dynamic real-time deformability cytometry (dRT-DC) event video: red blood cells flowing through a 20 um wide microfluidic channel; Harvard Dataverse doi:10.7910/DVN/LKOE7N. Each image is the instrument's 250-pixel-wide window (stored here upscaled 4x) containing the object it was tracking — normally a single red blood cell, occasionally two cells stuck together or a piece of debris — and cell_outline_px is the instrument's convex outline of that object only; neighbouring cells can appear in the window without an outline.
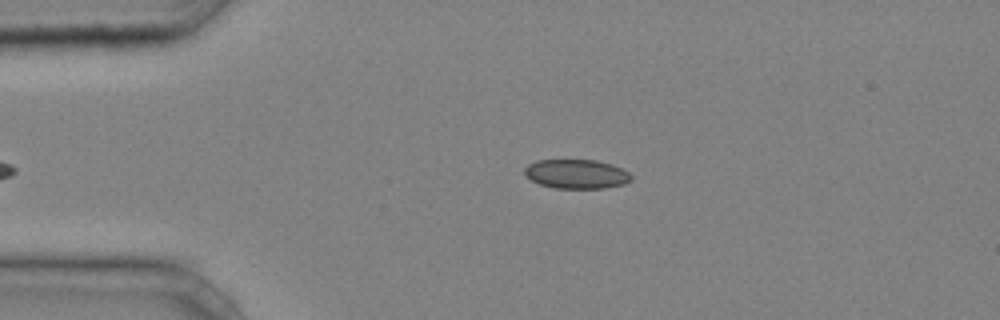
{"species": "common noctule bat (a hibernating species)", "species_latin": "Nyctalus noctula", "temperature_condition": "cold", "stored_images_in_passage": 37, "camera_frame_rate_fps": 3000, "um_per_image_px": 0.085, "animal": {"sex": "male", "body_mass_g": 20.4}, "frame": {"image": 1, "passage_image": 2, "time_ms": 0.333, "image_size_px": [1000, 320], "cell_outline_px": [[632, 180], [624, 184], [604, 188], [556, 188], [540, 184], [524, 176], [524, 168], [528, 164], [536, 160], [596, 160], [612, 164], [628, 172], [632, 176]], "centroid_in_image_um": [48.99, 14.78], "position_along_channel_um": 36.0, "area_um2": 18.21}}
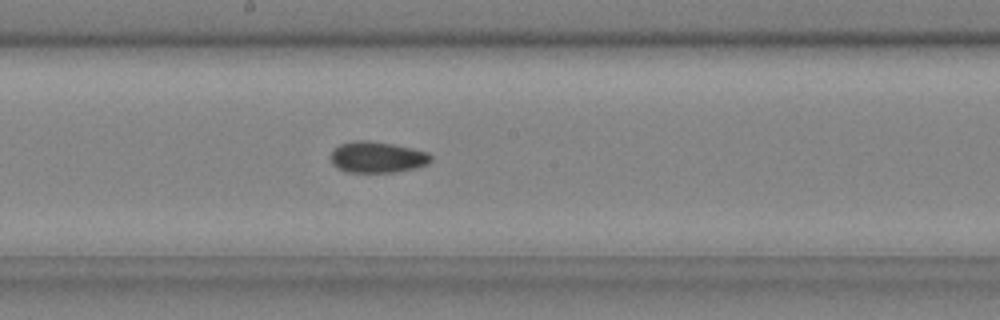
{"frame": {"image": 2, "passage_image": 17, "time_ms": 5.333, "image_size_px": [1000, 320], "cell_outline_px": [[432, 160], [428, 164], [416, 168], [396, 172], [344, 172], [332, 164], [328, 156], [332, 148], [340, 144], [352, 140], [368, 140], [392, 144], [412, 148], [428, 152], [432, 156]], "centroid_in_image_um": [32.02, 13.36], "position_along_channel_um": 216.2, "area_um2": 18.61}}
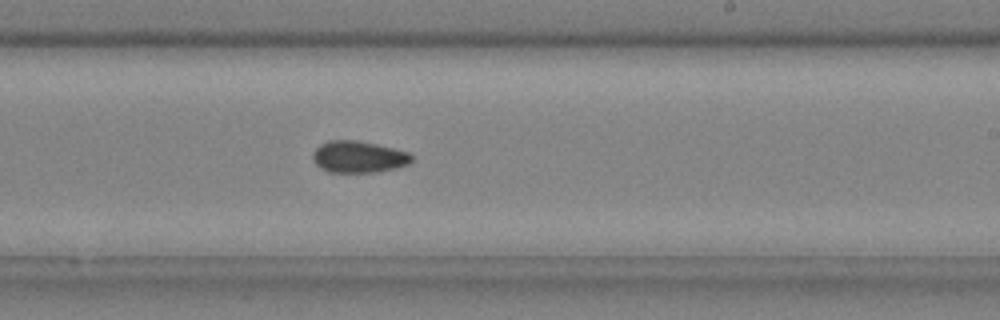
{"frame": {"image": 3, "passage_image": 20, "time_ms": 6.333, "image_size_px": [1000, 320], "cell_outline_px": [[412, 160], [408, 164], [396, 168], [372, 172], [328, 172], [320, 168], [316, 164], [312, 156], [312, 152], [320, 144], [328, 140], [356, 140], [376, 144], [408, 152], [412, 156]], "centroid_in_image_um": [30.44, 13.33], "position_along_channel_um": 258.6, "area_um2": 18.21}, "authors_computed_cell_mechanics": {"area_um2": 17.8602, "velocity_mm_per_s": 4.2473, "shape_relaxation_time_tau1_ms": null, "shape_relaxation_time_tau2_ms": 7.4707, "deformation_change_tau1": null, "deformation_change_tau2": 0.1142}}